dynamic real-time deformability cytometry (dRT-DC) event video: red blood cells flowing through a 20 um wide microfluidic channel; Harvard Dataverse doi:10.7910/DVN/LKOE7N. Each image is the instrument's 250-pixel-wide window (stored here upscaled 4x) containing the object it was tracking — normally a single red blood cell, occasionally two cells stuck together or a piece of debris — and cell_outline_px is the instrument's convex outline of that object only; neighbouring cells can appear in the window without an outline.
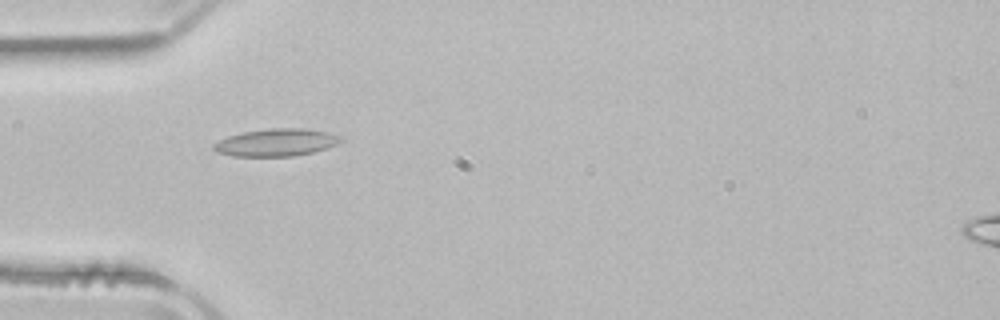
{"species": "common noctule bat (a hibernating species)", "species_latin": "Nyctalus noctula", "temperature_condition": "room temperature", "stored_images_in_passage": 48, "camera_frame_rate_fps": 3000, "um_per_image_px": 0.085, "animal": {"sex": "male", "body_mass_g": 21.5, "forearm_length_mm": 52.0}, "frame": {"image": 1, "passage_image": 12, "time_ms": 3.667, "image_size_px": [1000, 320], "cell_outline_px": [[344, 140], [328, 148], [296, 156], [232, 156], [216, 152], [212, 148], [212, 144], [228, 136], [244, 132], [268, 128], [304, 128], [328, 132], [344, 136]], "centroid_in_image_um": [23.51, 12.11], "position_along_channel_um": 61.5, "area_um2": 20.52}}
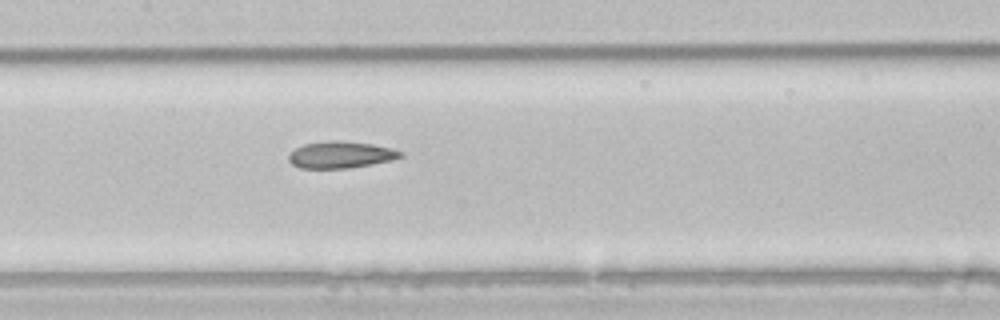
{"frame": {"image": 2, "passage_image": 21, "time_ms": 6.667, "image_size_px": [1000, 320], "cell_outline_px": [[404, 156], [392, 160], [372, 164], [348, 168], [300, 168], [292, 164], [288, 160], [288, 156], [296, 148], [304, 144], [328, 140], [340, 140], [372, 144], [392, 148], [404, 152]], "centroid_in_image_um": [28.99, 13.15], "position_along_channel_um": 178.4, "area_um2": 17.51}}
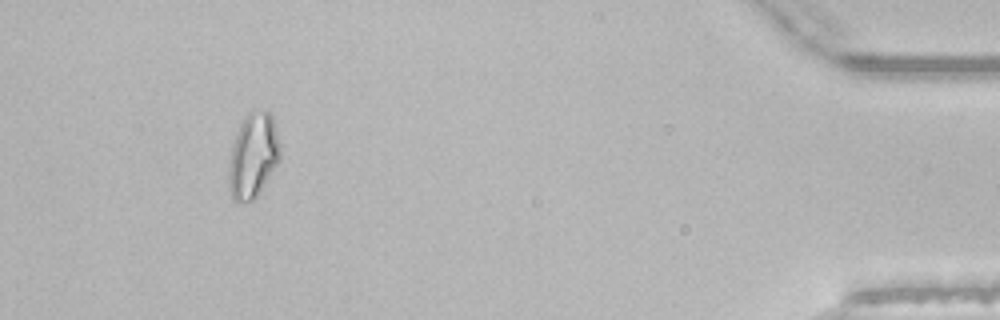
{"frame": {"image": 3, "passage_image": 44, "time_ms": 14.333, "image_size_px": [1000, 320], "cell_outline_px": [[280, 160], [256, 196], [252, 200], [236, 204], [232, 200], [228, 188], [228, 164], [232, 144], [236, 132], [244, 116], [252, 108], [256, 108], [268, 112], [272, 116], [280, 144]], "centroid_in_image_um": [21.48, 13.22], "position_along_channel_um": 413.7, "area_um2": 25.84}, "authors_computed_cell_mechanics": {"area_um2": 18.8428, "velocity_mm_per_s": 3.9423, "shape_relaxation_time_tau1_ms": 8.7446, "shape_relaxation_time_tau2_ms": 2.5791, "deformation_change_tau1": 0.1695, "deformation_change_tau2": 0.0843}}